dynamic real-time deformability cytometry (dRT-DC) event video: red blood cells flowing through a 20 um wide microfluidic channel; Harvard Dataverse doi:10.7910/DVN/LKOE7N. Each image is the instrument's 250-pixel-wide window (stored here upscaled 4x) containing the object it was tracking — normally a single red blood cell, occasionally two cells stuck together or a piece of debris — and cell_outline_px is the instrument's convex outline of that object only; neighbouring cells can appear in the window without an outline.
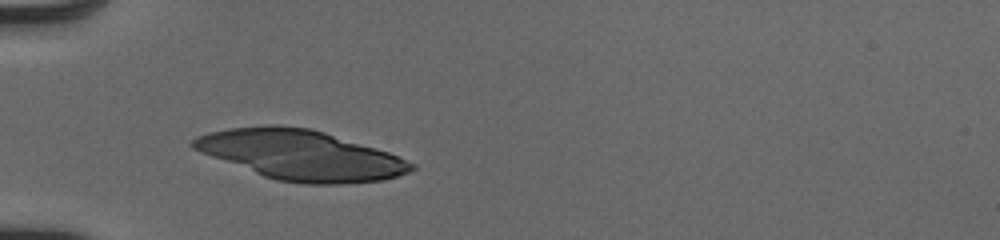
{"species": "human", "species_latin": "Homo sapiens", "temperature_condition": "cold", "stored_images_in_passage": 26, "camera_frame_rate_fps": 3000, "um_per_image_px": 0.085, "donor": {"sex": "male"}, "frame": {"image": 1, "passage_image": 1, "time_ms": 0.0, "image_size_px": [1000, 240], "cell_outline_px": [[416, 168], [408, 172], [384, 180], [340, 184], [304, 184], [276, 180], [264, 176], [200, 152], [192, 148], [188, 144], [196, 136], [208, 132], [228, 128], [268, 124], [276, 124], [308, 128], [324, 132], [388, 152], [416, 164]], "centroid_in_image_um": [25.53, 13.17], "position_along_channel_um": 59.5, "area_um2": 63.18}}